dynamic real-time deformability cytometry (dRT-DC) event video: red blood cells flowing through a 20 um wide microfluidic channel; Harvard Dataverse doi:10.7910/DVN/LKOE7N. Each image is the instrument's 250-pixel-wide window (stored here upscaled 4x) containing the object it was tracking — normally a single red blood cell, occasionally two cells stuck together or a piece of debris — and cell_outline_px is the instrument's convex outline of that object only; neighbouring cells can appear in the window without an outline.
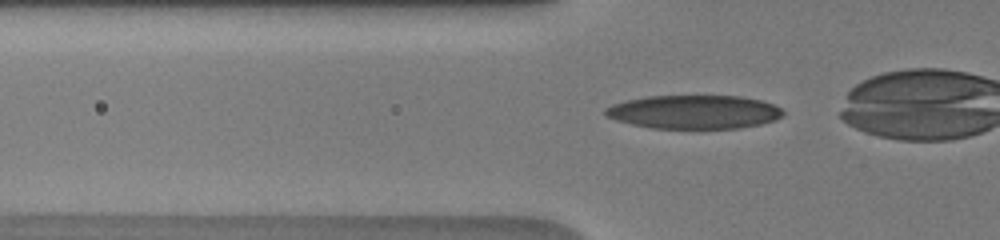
{"species": "human", "species_latin": "Homo sapiens", "temperature_condition": "warm", "stored_images_in_passage": 39, "camera_frame_rate_fps": 3000, "um_per_image_px": 0.085, "donor": {"sex": "male"}, "frame": {"image": 1, "passage_image": 15, "time_ms": 4.667, "image_size_px": [1000, 240], "cell_outline_px": [[784, 116], [776, 120], [760, 124], [736, 128], [652, 128], [632, 124], [616, 120], [604, 116], [604, 108], [612, 104], [628, 100], [648, 96], [740, 96], [760, 100], [772, 104], [780, 108], [784, 112]], "centroid_in_image_um": [58.98, 9.51], "position_along_channel_um": 66.8, "area_um2": 34.8}}
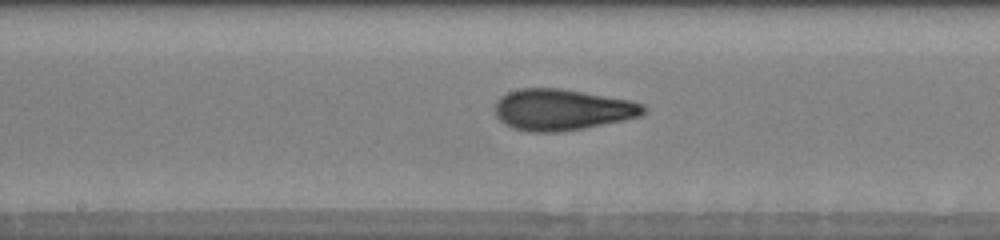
{"frame": {"image": 2, "passage_image": 25, "time_ms": 8.0, "image_size_px": [1000, 240], "cell_outline_px": [[648, 108], [640, 116], [624, 120], [584, 128], [556, 132], [528, 132], [504, 124], [496, 116], [496, 104], [500, 96], [508, 92], [520, 88], [560, 88], [584, 92], [628, 100], [644, 104]], "centroid_in_image_um": [47.78, 9.32], "position_along_channel_um": 200.4, "area_um2": 35.55}}
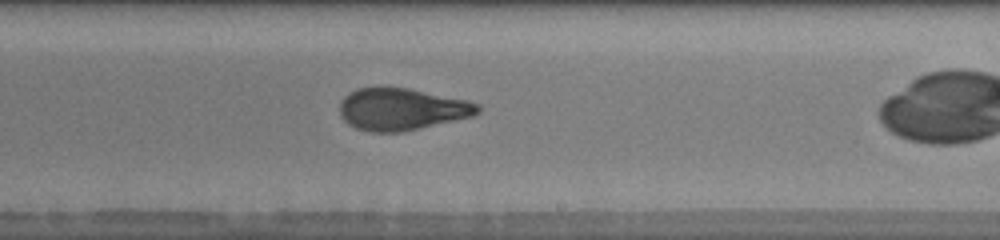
{"frame": {"image": 3, "passage_image": 29, "time_ms": 9.333, "image_size_px": [1000, 240], "cell_outline_px": [[480, 112], [472, 116], [404, 132], [372, 132], [356, 128], [348, 124], [340, 116], [340, 100], [348, 92], [356, 88], [380, 84], [408, 88], [468, 100], [480, 104]], "centroid_in_image_um": [34.1, 9.24], "position_along_channel_um": 254.9, "area_um2": 34.62}}